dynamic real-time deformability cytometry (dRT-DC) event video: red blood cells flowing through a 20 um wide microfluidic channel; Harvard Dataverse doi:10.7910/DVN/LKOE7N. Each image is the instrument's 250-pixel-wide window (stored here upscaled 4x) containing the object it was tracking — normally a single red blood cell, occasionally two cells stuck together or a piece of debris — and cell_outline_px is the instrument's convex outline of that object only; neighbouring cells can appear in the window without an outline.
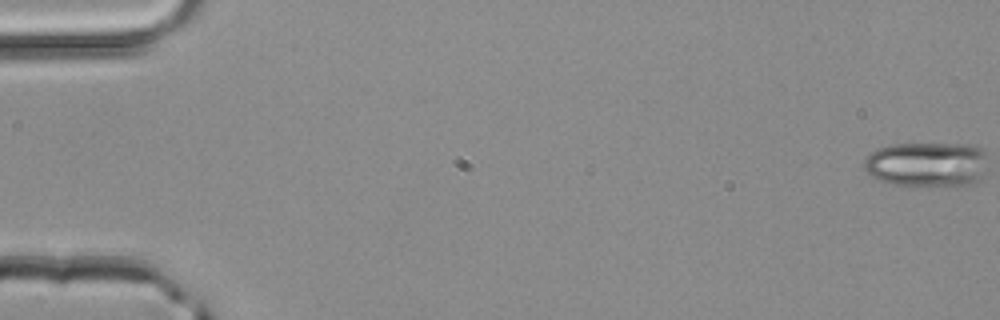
{"species": "common noctule bat (a hibernating species)", "species_latin": "Nyctalus noctula", "temperature_condition": "room temperature", "stored_images_in_passage": 4, "segment_of_instrument_passage": [2, 2], "camera_frame_rate_fps": 3000, "um_per_image_px": 0.085, "animal": {"sex": "male", "body_mass_g": 20.4}, "frame": {"image": 1, "passage_image": 4, "time_ms": 1.0, "image_size_px": [1000, 320], "cell_outline_px": [[984, 152], [980, 180], [968, 184], [892, 184], [876, 180], [864, 168], [864, 160], [872, 152], [880, 148], [896, 144], [976, 144], [984, 148]], "centroid_in_image_um": [78.75, 13.93], "position_along_channel_um": 6.3, "area_um2": 31.5}}